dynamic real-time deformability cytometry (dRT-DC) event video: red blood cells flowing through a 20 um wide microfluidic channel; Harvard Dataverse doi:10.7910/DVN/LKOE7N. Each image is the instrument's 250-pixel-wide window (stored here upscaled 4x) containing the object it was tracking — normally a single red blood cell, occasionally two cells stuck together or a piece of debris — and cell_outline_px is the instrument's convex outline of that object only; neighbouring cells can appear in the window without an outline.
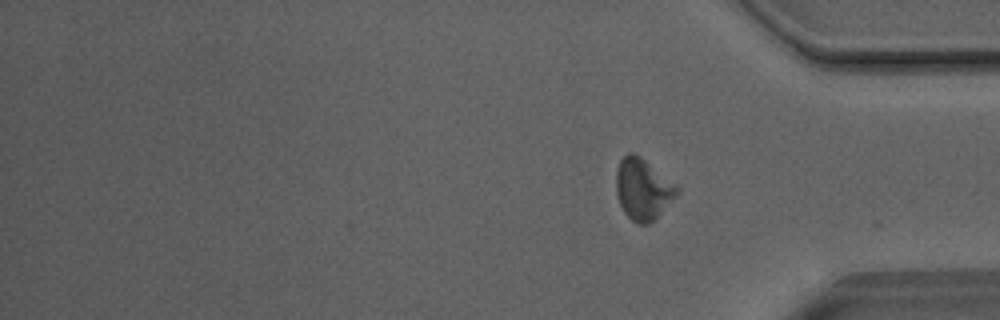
{"species": "Egyptian fruit bat (a non-hibernating species)", "species_latin": "Rousettus aegyptiacus", "temperature_condition": "room temperature", "stored_images_in_passage": 25, "camera_frame_rate_fps": 3000, "um_per_image_px": 0.085, "animal": {"sex": "male"}, "frame": {"image": 1, "passage_image": 25, "time_ms": 8.0, "image_size_px": [1000, 320], "cell_outline_px": [[680, 192], [656, 220], [648, 224], [636, 224], [624, 212], [620, 204], [616, 192], [616, 172], [620, 160], [628, 152], [632, 152], [640, 156], [680, 188]], "centroid_in_image_um": [54.66, 16.1], "position_along_channel_um": 380.5, "area_um2": 21.79}, "authors_computed_cell_mechanics": {"area_um2": 20.3456, "velocity_mm_per_s": 4.0403, "shape_relaxation_time_tau1_ms": 5.7692, "shape_relaxation_time_tau2_ms": 2.4482, "deformation_change_tau1": 0.147, "deformation_change_tau2": 0.1011}}